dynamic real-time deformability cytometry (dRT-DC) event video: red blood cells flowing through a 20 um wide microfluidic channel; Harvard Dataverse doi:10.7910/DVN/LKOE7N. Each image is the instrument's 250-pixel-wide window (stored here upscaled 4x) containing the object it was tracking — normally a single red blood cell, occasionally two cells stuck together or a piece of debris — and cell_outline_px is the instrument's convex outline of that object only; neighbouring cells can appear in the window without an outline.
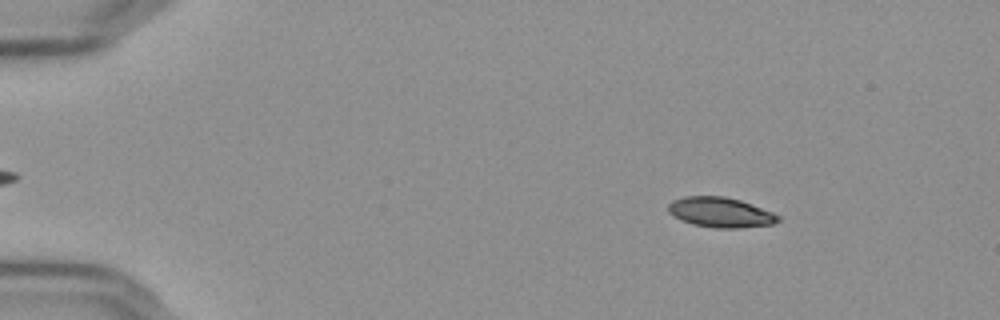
{"species": "Egyptian fruit bat (a non-hibernating species)", "species_latin": "Rousettus aegyptiacus", "temperature_condition": "cold", "stored_images_in_passage": 57, "camera_frame_rate_fps": 3000, "um_per_image_px": 0.085, "frame": {"image": 1, "passage_image": 9, "time_ms": 2.667, "image_size_px": [1000, 320], "cell_outline_px": [[780, 220], [772, 224], [740, 228], [712, 228], [692, 224], [680, 220], [668, 212], [668, 204], [672, 200], [684, 196], [724, 196], [740, 200], [752, 204], [772, 212], [780, 216]], "centroid_in_image_um": [61.22, 18.05], "position_along_channel_um": 23.8, "area_um2": 19.36}}
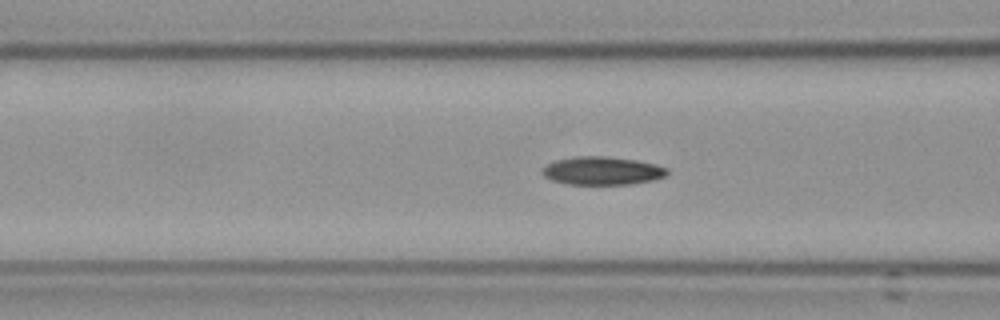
{"frame": {"image": 2, "passage_image": 24, "time_ms": 7.667, "image_size_px": [1000, 320], "cell_outline_px": [[668, 172], [664, 176], [652, 180], [632, 184], [568, 184], [552, 180], [544, 176], [540, 172], [540, 168], [556, 160], [576, 156], [608, 156], [636, 160], [656, 164], [668, 168]], "centroid_in_image_um": [51.17, 14.51], "position_along_channel_um": 115.4, "area_um2": 20.58}}
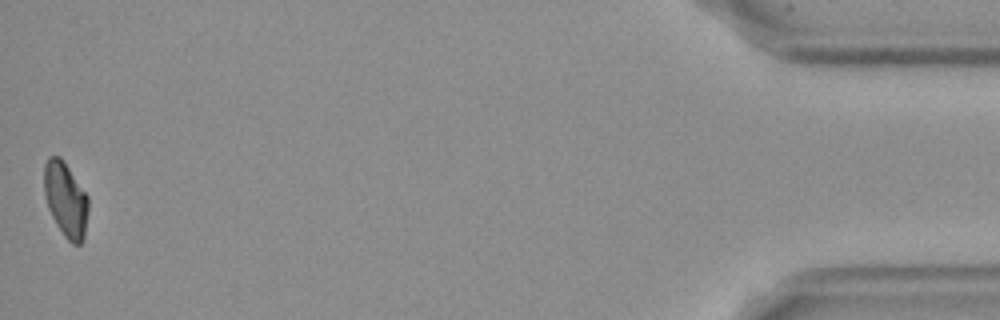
{"frame": {"image": 3, "passage_image": 57, "time_ms": 18.667, "image_size_px": [1000, 320], "cell_outline_px": [[88, 212], [84, 236], [80, 244], [72, 244], [64, 236], [56, 224], [48, 208], [44, 196], [44, 164], [48, 156], [60, 156], [88, 196]], "centroid_in_image_um": [5.57, 16.96], "position_along_channel_um": 429.6, "area_um2": 19.25}, "authors_computed_cell_mechanics": {"area_um2": 19.8832, "velocity_mm_per_s": 3.6354, "shape_relaxation_time_tau1_ms": 4.7409, "shape_relaxation_time_tau2_ms": 3.4016, "deformation_change_tau1": 0.1225, "deformation_change_tau2": 0.0758}}